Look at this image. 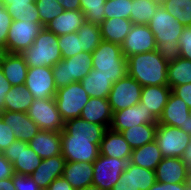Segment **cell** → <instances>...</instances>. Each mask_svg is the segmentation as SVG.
I'll list each match as a JSON object with an SVG mask.
<instances>
[{
	"label": "cell",
	"instance_id": "6da1fadb",
	"mask_svg": "<svg viewBox=\"0 0 191 190\" xmlns=\"http://www.w3.org/2000/svg\"><path fill=\"white\" fill-rule=\"evenodd\" d=\"M147 25L155 36L156 50L162 58L167 63L180 58L178 39L185 26L179 23L161 4Z\"/></svg>",
	"mask_w": 191,
	"mask_h": 190
},
{
	"label": "cell",
	"instance_id": "7a4b0ae2",
	"mask_svg": "<svg viewBox=\"0 0 191 190\" xmlns=\"http://www.w3.org/2000/svg\"><path fill=\"white\" fill-rule=\"evenodd\" d=\"M128 75L142 87L168 86V63L157 50L127 58Z\"/></svg>",
	"mask_w": 191,
	"mask_h": 190
},
{
	"label": "cell",
	"instance_id": "3957f363",
	"mask_svg": "<svg viewBox=\"0 0 191 190\" xmlns=\"http://www.w3.org/2000/svg\"><path fill=\"white\" fill-rule=\"evenodd\" d=\"M92 69L113 83L128 75L127 58L123 55L121 46L102 40L92 52Z\"/></svg>",
	"mask_w": 191,
	"mask_h": 190
},
{
	"label": "cell",
	"instance_id": "277c9868",
	"mask_svg": "<svg viewBox=\"0 0 191 190\" xmlns=\"http://www.w3.org/2000/svg\"><path fill=\"white\" fill-rule=\"evenodd\" d=\"M20 55L29 68L42 66L52 68L62 60L61 50L58 46V36L43 27L33 44L21 52Z\"/></svg>",
	"mask_w": 191,
	"mask_h": 190
},
{
	"label": "cell",
	"instance_id": "5b68a950",
	"mask_svg": "<svg viewBox=\"0 0 191 190\" xmlns=\"http://www.w3.org/2000/svg\"><path fill=\"white\" fill-rule=\"evenodd\" d=\"M91 69L92 53L83 51L67 59H62L52 67L56 88L80 82L90 73Z\"/></svg>",
	"mask_w": 191,
	"mask_h": 190
},
{
	"label": "cell",
	"instance_id": "8992f818",
	"mask_svg": "<svg viewBox=\"0 0 191 190\" xmlns=\"http://www.w3.org/2000/svg\"><path fill=\"white\" fill-rule=\"evenodd\" d=\"M54 98L64 122L80 117L82 109L90 99L81 82H73L57 89Z\"/></svg>",
	"mask_w": 191,
	"mask_h": 190
},
{
	"label": "cell",
	"instance_id": "52a82bcc",
	"mask_svg": "<svg viewBox=\"0 0 191 190\" xmlns=\"http://www.w3.org/2000/svg\"><path fill=\"white\" fill-rule=\"evenodd\" d=\"M102 139L73 138L61 131V151L66 161L93 163L100 154Z\"/></svg>",
	"mask_w": 191,
	"mask_h": 190
},
{
	"label": "cell",
	"instance_id": "ba28073f",
	"mask_svg": "<svg viewBox=\"0 0 191 190\" xmlns=\"http://www.w3.org/2000/svg\"><path fill=\"white\" fill-rule=\"evenodd\" d=\"M128 163L129 160L99 154V157L93 162L92 185L102 190H111L127 168Z\"/></svg>",
	"mask_w": 191,
	"mask_h": 190
},
{
	"label": "cell",
	"instance_id": "9c48e42d",
	"mask_svg": "<svg viewBox=\"0 0 191 190\" xmlns=\"http://www.w3.org/2000/svg\"><path fill=\"white\" fill-rule=\"evenodd\" d=\"M27 114L41 130L61 132L64 129L55 98L33 99Z\"/></svg>",
	"mask_w": 191,
	"mask_h": 190
},
{
	"label": "cell",
	"instance_id": "30bf717a",
	"mask_svg": "<svg viewBox=\"0 0 191 190\" xmlns=\"http://www.w3.org/2000/svg\"><path fill=\"white\" fill-rule=\"evenodd\" d=\"M190 138L191 135L185 133L180 128L158 124L155 141L163 157L182 158L190 144Z\"/></svg>",
	"mask_w": 191,
	"mask_h": 190
},
{
	"label": "cell",
	"instance_id": "8fae6325",
	"mask_svg": "<svg viewBox=\"0 0 191 190\" xmlns=\"http://www.w3.org/2000/svg\"><path fill=\"white\" fill-rule=\"evenodd\" d=\"M142 86L129 75L113 83L108 95L112 112L137 105L140 102Z\"/></svg>",
	"mask_w": 191,
	"mask_h": 190
},
{
	"label": "cell",
	"instance_id": "7c38bea8",
	"mask_svg": "<svg viewBox=\"0 0 191 190\" xmlns=\"http://www.w3.org/2000/svg\"><path fill=\"white\" fill-rule=\"evenodd\" d=\"M43 27L40 22L13 20L6 40L7 53L20 54L29 48Z\"/></svg>",
	"mask_w": 191,
	"mask_h": 190
},
{
	"label": "cell",
	"instance_id": "4fadbf2b",
	"mask_svg": "<svg viewBox=\"0 0 191 190\" xmlns=\"http://www.w3.org/2000/svg\"><path fill=\"white\" fill-rule=\"evenodd\" d=\"M2 154L13 165L14 172L20 175H31L42 160L27 142L20 140L12 142Z\"/></svg>",
	"mask_w": 191,
	"mask_h": 190
},
{
	"label": "cell",
	"instance_id": "5bb4252c",
	"mask_svg": "<svg viewBox=\"0 0 191 190\" xmlns=\"http://www.w3.org/2000/svg\"><path fill=\"white\" fill-rule=\"evenodd\" d=\"M24 86L32 93L33 99L54 98L57 91L52 68L46 66L28 68Z\"/></svg>",
	"mask_w": 191,
	"mask_h": 190
},
{
	"label": "cell",
	"instance_id": "9a60e30c",
	"mask_svg": "<svg viewBox=\"0 0 191 190\" xmlns=\"http://www.w3.org/2000/svg\"><path fill=\"white\" fill-rule=\"evenodd\" d=\"M121 49L126 58L131 55L155 51V36L148 25L133 24L121 45Z\"/></svg>",
	"mask_w": 191,
	"mask_h": 190
},
{
	"label": "cell",
	"instance_id": "2e32d148",
	"mask_svg": "<svg viewBox=\"0 0 191 190\" xmlns=\"http://www.w3.org/2000/svg\"><path fill=\"white\" fill-rule=\"evenodd\" d=\"M158 124L174 126L191 135V110L181 98L171 92Z\"/></svg>",
	"mask_w": 191,
	"mask_h": 190
},
{
	"label": "cell",
	"instance_id": "e0dca14e",
	"mask_svg": "<svg viewBox=\"0 0 191 190\" xmlns=\"http://www.w3.org/2000/svg\"><path fill=\"white\" fill-rule=\"evenodd\" d=\"M148 123H158V119L139 102L137 105L114 112L110 129L121 133L130 127Z\"/></svg>",
	"mask_w": 191,
	"mask_h": 190
},
{
	"label": "cell",
	"instance_id": "ac0fdd59",
	"mask_svg": "<svg viewBox=\"0 0 191 190\" xmlns=\"http://www.w3.org/2000/svg\"><path fill=\"white\" fill-rule=\"evenodd\" d=\"M0 118L11 127L16 140L28 143L41 130L25 112L1 111Z\"/></svg>",
	"mask_w": 191,
	"mask_h": 190
},
{
	"label": "cell",
	"instance_id": "d6986e66",
	"mask_svg": "<svg viewBox=\"0 0 191 190\" xmlns=\"http://www.w3.org/2000/svg\"><path fill=\"white\" fill-rule=\"evenodd\" d=\"M155 176L160 183H187V164L179 157H164L155 169Z\"/></svg>",
	"mask_w": 191,
	"mask_h": 190
},
{
	"label": "cell",
	"instance_id": "ffe728a7",
	"mask_svg": "<svg viewBox=\"0 0 191 190\" xmlns=\"http://www.w3.org/2000/svg\"><path fill=\"white\" fill-rule=\"evenodd\" d=\"M65 164L62 154L42 159L30 176L42 190H46L52 181L63 175Z\"/></svg>",
	"mask_w": 191,
	"mask_h": 190
},
{
	"label": "cell",
	"instance_id": "44dd1931",
	"mask_svg": "<svg viewBox=\"0 0 191 190\" xmlns=\"http://www.w3.org/2000/svg\"><path fill=\"white\" fill-rule=\"evenodd\" d=\"M28 145L41 159L62 154L61 132L40 130Z\"/></svg>",
	"mask_w": 191,
	"mask_h": 190
},
{
	"label": "cell",
	"instance_id": "7402d4cb",
	"mask_svg": "<svg viewBox=\"0 0 191 190\" xmlns=\"http://www.w3.org/2000/svg\"><path fill=\"white\" fill-rule=\"evenodd\" d=\"M80 118L98 125H103L106 129H110L113 112L108 98L90 97L81 111Z\"/></svg>",
	"mask_w": 191,
	"mask_h": 190
},
{
	"label": "cell",
	"instance_id": "603a6c76",
	"mask_svg": "<svg viewBox=\"0 0 191 190\" xmlns=\"http://www.w3.org/2000/svg\"><path fill=\"white\" fill-rule=\"evenodd\" d=\"M100 155L111 158L130 160L132 148L125 140L124 136L119 133L107 129L103 135L100 146Z\"/></svg>",
	"mask_w": 191,
	"mask_h": 190
},
{
	"label": "cell",
	"instance_id": "cb8c5ba5",
	"mask_svg": "<svg viewBox=\"0 0 191 190\" xmlns=\"http://www.w3.org/2000/svg\"><path fill=\"white\" fill-rule=\"evenodd\" d=\"M85 23V16L81 10H64L53 20L48 22L45 28L57 36L77 32Z\"/></svg>",
	"mask_w": 191,
	"mask_h": 190
},
{
	"label": "cell",
	"instance_id": "d4e9b609",
	"mask_svg": "<svg viewBox=\"0 0 191 190\" xmlns=\"http://www.w3.org/2000/svg\"><path fill=\"white\" fill-rule=\"evenodd\" d=\"M75 190L92 185L93 163L66 161L62 175Z\"/></svg>",
	"mask_w": 191,
	"mask_h": 190
},
{
	"label": "cell",
	"instance_id": "484cf974",
	"mask_svg": "<svg viewBox=\"0 0 191 190\" xmlns=\"http://www.w3.org/2000/svg\"><path fill=\"white\" fill-rule=\"evenodd\" d=\"M171 92L172 90L169 86H145L142 87L140 102L159 119Z\"/></svg>",
	"mask_w": 191,
	"mask_h": 190
},
{
	"label": "cell",
	"instance_id": "4316f807",
	"mask_svg": "<svg viewBox=\"0 0 191 190\" xmlns=\"http://www.w3.org/2000/svg\"><path fill=\"white\" fill-rule=\"evenodd\" d=\"M0 68L11 86L25 85L29 67L20 54L7 53L0 62Z\"/></svg>",
	"mask_w": 191,
	"mask_h": 190
},
{
	"label": "cell",
	"instance_id": "83f0119b",
	"mask_svg": "<svg viewBox=\"0 0 191 190\" xmlns=\"http://www.w3.org/2000/svg\"><path fill=\"white\" fill-rule=\"evenodd\" d=\"M73 138L102 139L107 130L103 125H98L77 117L64 122V129Z\"/></svg>",
	"mask_w": 191,
	"mask_h": 190
},
{
	"label": "cell",
	"instance_id": "f1b7e54d",
	"mask_svg": "<svg viewBox=\"0 0 191 190\" xmlns=\"http://www.w3.org/2000/svg\"><path fill=\"white\" fill-rule=\"evenodd\" d=\"M163 158L162 152L160 151L157 142L154 140L142 147L132 149L129 163L155 171Z\"/></svg>",
	"mask_w": 191,
	"mask_h": 190
},
{
	"label": "cell",
	"instance_id": "f546056e",
	"mask_svg": "<svg viewBox=\"0 0 191 190\" xmlns=\"http://www.w3.org/2000/svg\"><path fill=\"white\" fill-rule=\"evenodd\" d=\"M132 25L133 23L131 20L124 18L113 17L111 19H104L100 24L102 40L121 46Z\"/></svg>",
	"mask_w": 191,
	"mask_h": 190
},
{
	"label": "cell",
	"instance_id": "4dcf8cb0",
	"mask_svg": "<svg viewBox=\"0 0 191 190\" xmlns=\"http://www.w3.org/2000/svg\"><path fill=\"white\" fill-rule=\"evenodd\" d=\"M3 6L13 20L40 22L35 0H3Z\"/></svg>",
	"mask_w": 191,
	"mask_h": 190
},
{
	"label": "cell",
	"instance_id": "1f68e13d",
	"mask_svg": "<svg viewBox=\"0 0 191 190\" xmlns=\"http://www.w3.org/2000/svg\"><path fill=\"white\" fill-rule=\"evenodd\" d=\"M80 82L88 96L93 98H108L113 86V82L109 78L94 69H91L90 73Z\"/></svg>",
	"mask_w": 191,
	"mask_h": 190
},
{
	"label": "cell",
	"instance_id": "d6a6232c",
	"mask_svg": "<svg viewBox=\"0 0 191 190\" xmlns=\"http://www.w3.org/2000/svg\"><path fill=\"white\" fill-rule=\"evenodd\" d=\"M158 123L140 124L121 132L132 149L155 140Z\"/></svg>",
	"mask_w": 191,
	"mask_h": 190
},
{
	"label": "cell",
	"instance_id": "836d02e7",
	"mask_svg": "<svg viewBox=\"0 0 191 190\" xmlns=\"http://www.w3.org/2000/svg\"><path fill=\"white\" fill-rule=\"evenodd\" d=\"M33 103L32 93L25 86H12L5 96L3 111L25 112Z\"/></svg>",
	"mask_w": 191,
	"mask_h": 190
},
{
	"label": "cell",
	"instance_id": "e575fe53",
	"mask_svg": "<svg viewBox=\"0 0 191 190\" xmlns=\"http://www.w3.org/2000/svg\"><path fill=\"white\" fill-rule=\"evenodd\" d=\"M189 83H191V60L180 57L168 63V86L171 89Z\"/></svg>",
	"mask_w": 191,
	"mask_h": 190
},
{
	"label": "cell",
	"instance_id": "d590c367",
	"mask_svg": "<svg viewBox=\"0 0 191 190\" xmlns=\"http://www.w3.org/2000/svg\"><path fill=\"white\" fill-rule=\"evenodd\" d=\"M77 34L80 38L81 49L85 52L92 53L102 41L100 25L90 22H85Z\"/></svg>",
	"mask_w": 191,
	"mask_h": 190
},
{
	"label": "cell",
	"instance_id": "8d00e7d4",
	"mask_svg": "<svg viewBox=\"0 0 191 190\" xmlns=\"http://www.w3.org/2000/svg\"><path fill=\"white\" fill-rule=\"evenodd\" d=\"M159 5L155 0H132L130 20L133 24L147 25Z\"/></svg>",
	"mask_w": 191,
	"mask_h": 190
},
{
	"label": "cell",
	"instance_id": "74e56055",
	"mask_svg": "<svg viewBox=\"0 0 191 190\" xmlns=\"http://www.w3.org/2000/svg\"><path fill=\"white\" fill-rule=\"evenodd\" d=\"M160 4L179 23L184 26L191 25V0H163Z\"/></svg>",
	"mask_w": 191,
	"mask_h": 190
},
{
	"label": "cell",
	"instance_id": "f35d334b",
	"mask_svg": "<svg viewBox=\"0 0 191 190\" xmlns=\"http://www.w3.org/2000/svg\"><path fill=\"white\" fill-rule=\"evenodd\" d=\"M105 2L106 0H80V10L85 16V22L100 25L105 19Z\"/></svg>",
	"mask_w": 191,
	"mask_h": 190
},
{
	"label": "cell",
	"instance_id": "ab89813d",
	"mask_svg": "<svg viewBox=\"0 0 191 190\" xmlns=\"http://www.w3.org/2000/svg\"><path fill=\"white\" fill-rule=\"evenodd\" d=\"M36 9L40 17V23L45 27L60 12L64 11L63 6L57 0H35Z\"/></svg>",
	"mask_w": 191,
	"mask_h": 190
},
{
	"label": "cell",
	"instance_id": "60d3db41",
	"mask_svg": "<svg viewBox=\"0 0 191 190\" xmlns=\"http://www.w3.org/2000/svg\"><path fill=\"white\" fill-rule=\"evenodd\" d=\"M132 0H109L104 5L105 19L124 18L130 20Z\"/></svg>",
	"mask_w": 191,
	"mask_h": 190
},
{
	"label": "cell",
	"instance_id": "b9f144b4",
	"mask_svg": "<svg viewBox=\"0 0 191 190\" xmlns=\"http://www.w3.org/2000/svg\"><path fill=\"white\" fill-rule=\"evenodd\" d=\"M58 46L61 50L62 59H67L83 52L77 32L58 36Z\"/></svg>",
	"mask_w": 191,
	"mask_h": 190
},
{
	"label": "cell",
	"instance_id": "7bdbcfd3",
	"mask_svg": "<svg viewBox=\"0 0 191 190\" xmlns=\"http://www.w3.org/2000/svg\"><path fill=\"white\" fill-rule=\"evenodd\" d=\"M132 182L136 190H148L156 182L155 171L132 164Z\"/></svg>",
	"mask_w": 191,
	"mask_h": 190
},
{
	"label": "cell",
	"instance_id": "ee69618b",
	"mask_svg": "<svg viewBox=\"0 0 191 190\" xmlns=\"http://www.w3.org/2000/svg\"><path fill=\"white\" fill-rule=\"evenodd\" d=\"M178 40L180 57L191 60V25L184 27Z\"/></svg>",
	"mask_w": 191,
	"mask_h": 190
},
{
	"label": "cell",
	"instance_id": "f6af8a7d",
	"mask_svg": "<svg viewBox=\"0 0 191 190\" xmlns=\"http://www.w3.org/2000/svg\"><path fill=\"white\" fill-rule=\"evenodd\" d=\"M13 19L4 6H0V44L6 48V40Z\"/></svg>",
	"mask_w": 191,
	"mask_h": 190
},
{
	"label": "cell",
	"instance_id": "bcb514c9",
	"mask_svg": "<svg viewBox=\"0 0 191 190\" xmlns=\"http://www.w3.org/2000/svg\"><path fill=\"white\" fill-rule=\"evenodd\" d=\"M13 184L16 190H42L30 175H13Z\"/></svg>",
	"mask_w": 191,
	"mask_h": 190
},
{
	"label": "cell",
	"instance_id": "7dc6e473",
	"mask_svg": "<svg viewBox=\"0 0 191 190\" xmlns=\"http://www.w3.org/2000/svg\"><path fill=\"white\" fill-rule=\"evenodd\" d=\"M111 190H136L132 182V164L128 163L127 168L119 177L117 183Z\"/></svg>",
	"mask_w": 191,
	"mask_h": 190
},
{
	"label": "cell",
	"instance_id": "c3c4849f",
	"mask_svg": "<svg viewBox=\"0 0 191 190\" xmlns=\"http://www.w3.org/2000/svg\"><path fill=\"white\" fill-rule=\"evenodd\" d=\"M15 140L11 127L0 118V150L4 151Z\"/></svg>",
	"mask_w": 191,
	"mask_h": 190
},
{
	"label": "cell",
	"instance_id": "681fc988",
	"mask_svg": "<svg viewBox=\"0 0 191 190\" xmlns=\"http://www.w3.org/2000/svg\"><path fill=\"white\" fill-rule=\"evenodd\" d=\"M172 93L181 98L191 110V83L173 87Z\"/></svg>",
	"mask_w": 191,
	"mask_h": 190
},
{
	"label": "cell",
	"instance_id": "f907efd6",
	"mask_svg": "<svg viewBox=\"0 0 191 190\" xmlns=\"http://www.w3.org/2000/svg\"><path fill=\"white\" fill-rule=\"evenodd\" d=\"M148 190H191L187 183L155 182Z\"/></svg>",
	"mask_w": 191,
	"mask_h": 190
},
{
	"label": "cell",
	"instance_id": "816d5d0a",
	"mask_svg": "<svg viewBox=\"0 0 191 190\" xmlns=\"http://www.w3.org/2000/svg\"><path fill=\"white\" fill-rule=\"evenodd\" d=\"M14 174L13 165L3 154L0 155V180L11 178Z\"/></svg>",
	"mask_w": 191,
	"mask_h": 190
},
{
	"label": "cell",
	"instance_id": "f5cc1de1",
	"mask_svg": "<svg viewBox=\"0 0 191 190\" xmlns=\"http://www.w3.org/2000/svg\"><path fill=\"white\" fill-rule=\"evenodd\" d=\"M11 87V84L5 78V75L2 69L0 68V112L4 109L5 96L9 92Z\"/></svg>",
	"mask_w": 191,
	"mask_h": 190
},
{
	"label": "cell",
	"instance_id": "db71d44e",
	"mask_svg": "<svg viewBox=\"0 0 191 190\" xmlns=\"http://www.w3.org/2000/svg\"><path fill=\"white\" fill-rule=\"evenodd\" d=\"M46 190H75V189L63 176H61L52 181Z\"/></svg>",
	"mask_w": 191,
	"mask_h": 190
},
{
	"label": "cell",
	"instance_id": "11a10c76",
	"mask_svg": "<svg viewBox=\"0 0 191 190\" xmlns=\"http://www.w3.org/2000/svg\"><path fill=\"white\" fill-rule=\"evenodd\" d=\"M64 8V10H80V0H57Z\"/></svg>",
	"mask_w": 191,
	"mask_h": 190
},
{
	"label": "cell",
	"instance_id": "9f6ffc18",
	"mask_svg": "<svg viewBox=\"0 0 191 190\" xmlns=\"http://www.w3.org/2000/svg\"><path fill=\"white\" fill-rule=\"evenodd\" d=\"M0 190H16L13 184V177L0 180Z\"/></svg>",
	"mask_w": 191,
	"mask_h": 190
},
{
	"label": "cell",
	"instance_id": "6f0895ef",
	"mask_svg": "<svg viewBox=\"0 0 191 190\" xmlns=\"http://www.w3.org/2000/svg\"><path fill=\"white\" fill-rule=\"evenodd\" d=\"M182 159L185 161L186 164H188L191 161V138H190V144L186 148Z\"/></svg>",
	"mask_w": 191,
	"mask_h": 190
},
{
	"label": "cell",
	"instance_id": "680465c9",
	"mask_svg": "<svg viewBox=\"0 0 191 190\" xmlns=\"http://www.w3.org/2000/svg\"><path fill=\"white\" fill-rule=\"evenodd\" d=\"M6 54H7V51L5 46L0 44V62L4 59Z\"/></svg>",
	"mask_w": 191,
	"mask_h": 190
},
{
	"label": "cell",
	"instance_id": "91938a15",
	"mask_svg": "<svg viewBox=\"0 0 191 190\" xmlns=\"http://www.w3.org/2000/svg\"><path fill=\"white\" fill-rule=\"evenodd\" d=\"M80 190H102V189L99 188V187H96V186H94V185H90V186L85 187V188L80 189Z\"/></svg>",
	"mask_w": 191,
	"mask_h": 190
},
{
	"label": "cell",
	"instance_id": "94428289",
	"mask_svg": "<svg viewBox=\"0 0 191 190\" xmlns=\"http://www.w3.org/2000/svg\"><path fill=\"white\" fill-rule=\"evenodd\" d=\"M188 175H191V161L187 164Z\"/></svg>",
	"mask_w": 191,
	"mask_h": 190
},
{
	"label": "cell",
	"instance_id": "6125c7cd",
	"mask_svg": "<svg viewBox=\"0 0 191 190\" xmlns=\"http://www.w3.org/2000/svg\"><path fill=\"white\" fill-rule=\"evenodd\" d=\"M187 184L188 187L191 189V175H188Z\"/></svg>",
	"mask_w": 191,
	"mask_h": 190
},
{
	"label": "cell",
	"instance_id": "be15d7a7",
	"mask_svg": "<svg viewBox=\"0 0 191 190\" xmlns=\"http://www.w3.org/2000/svg\"><path fill=\"white\" fill-rule=\"evenodd\" d=\"M0 6H3V0H0Z\"/></svg>",
	"mask_w": 191,
	"mask_h": 190
}]
</instances>
